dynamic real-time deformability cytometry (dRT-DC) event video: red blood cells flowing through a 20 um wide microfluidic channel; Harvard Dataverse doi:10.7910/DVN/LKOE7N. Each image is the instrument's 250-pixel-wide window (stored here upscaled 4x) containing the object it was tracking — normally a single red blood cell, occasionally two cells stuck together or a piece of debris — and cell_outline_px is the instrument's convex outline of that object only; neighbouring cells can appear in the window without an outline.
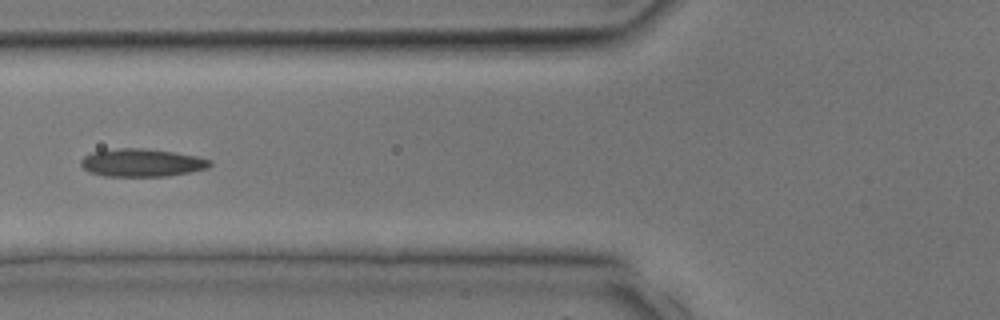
{"species": "common noctule bat (a hibernating species)", "species_latin": "Nyctalus noctula", "temperature_condition": "room temperature", "stored_images_in_passage": 35, "camera_frame_rate_fps": 3000, "um_per_image_px": 0.085, "animal": {"sex": "male", "body_mass_g": 17.9, "forearm_length_mm": 54.2}, "frame": {"image": 1, "passage_image": 14, "time_ms": 4.333, "image_size_px": [1000, 320], "cell_outline_px": [[212, 164], [208, 168], [188, 172], [164, 176], [104, 176], [88, 172], [80, 164], [80, 160], [84, 156], [92, 152], [120, 148], [144, 148], [172, 152], [196, 156], [212, 160]], "centroid_in_image_um": [12.03, 13.83], "position_along_channel_um": 113.8, "area_um2": 20.87}}
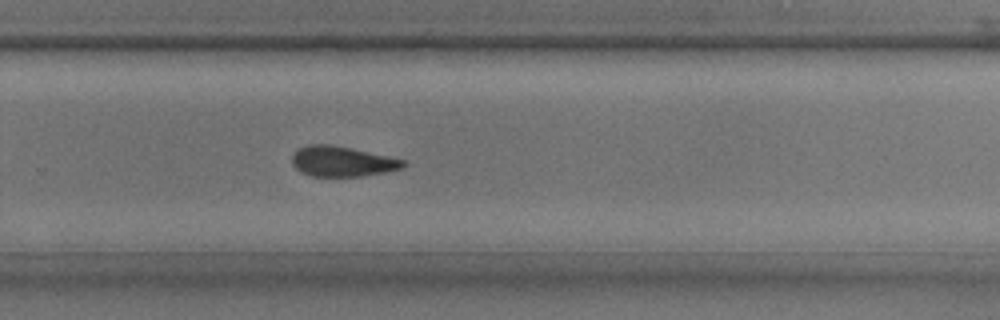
{"frame": {"image": 2, "passage_image": 23, "time_ms": 7.333, "image_size_px": [1000, 320], "cell_outline_px": [[408, 164], [404, 168], [384, 172], [360, 176], [312, 176], [300, 172], [292, 164], [292, 156], [296, 148], [308, 144], [332, 144], [352, 148], [388, 156], [404, 160]], "centroid_in_image_um": [29.06, 13.71], "position_along_channel_um": 300.7, "area_um2": 19.77}}
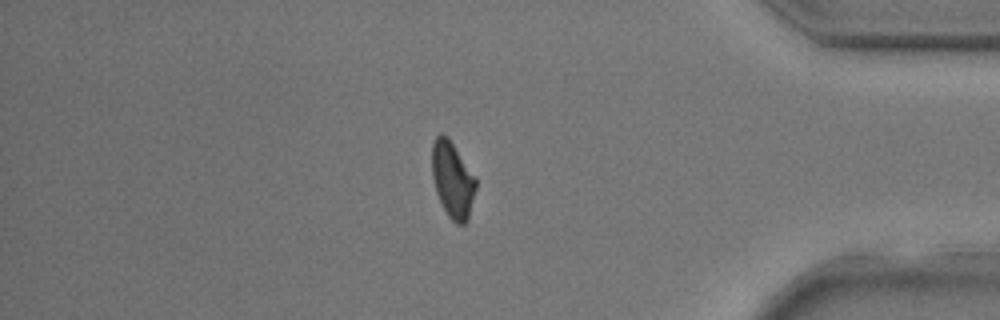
{"frame": {"image": 3, "passage_image": 29, "time_ms": 9.333, "image_size_px": [1000, 320], "cell_outline_px": [[476, 188], [468, 220], [464, 224], [456, 224], [448, 216], [436, 192], [432, 176], [432, 144], [436, 136], [440, 132], [448, 136], [476, 176]], "centroid_in_image_um": [38.47, 15.25], "position_along_channel_um": 396.7, "area_um2": 19.65}}